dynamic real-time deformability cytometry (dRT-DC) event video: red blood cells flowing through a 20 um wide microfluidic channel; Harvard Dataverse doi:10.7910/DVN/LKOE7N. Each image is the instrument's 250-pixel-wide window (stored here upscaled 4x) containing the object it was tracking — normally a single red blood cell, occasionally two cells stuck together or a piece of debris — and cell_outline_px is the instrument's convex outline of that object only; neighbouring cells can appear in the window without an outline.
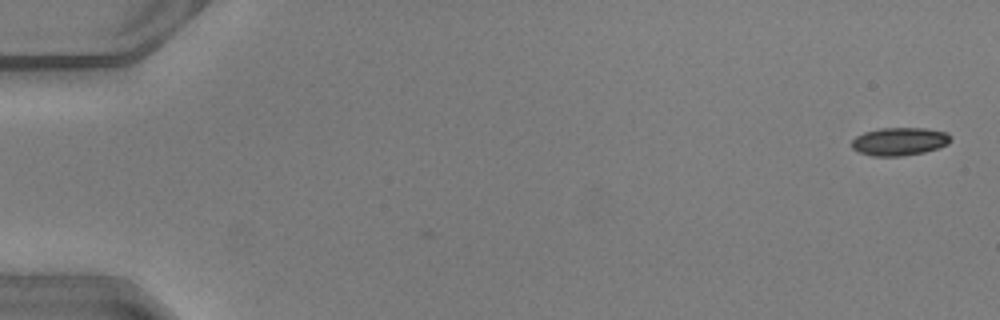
{"species": "common noctule bat (a hibernating species)", "species_latin": "Nyctalus noctula", "temperature_condition": "warm", "stored_images_in_passage": 51, "camera_frame_rate_fps": 3000, "um_per_image_px": 0.085, "animal": {"sex": "male", "body_mass_g": 20.5, "forearm_length_mm": 52.5}, "frame": {"image": 1, "passage_image": 2, "time_ms": 0.333, "image_size_px": [1000, 320], "cell_outline_px": [[952, 140], [948, 144], [924, 152], [900, 156], [872, 156], [860, 152], [852, 148], [852, 140], [856, 136], [864, 132], [880, 128], [924, 128], [948, 132]], "centroid_in_image_um": [76.46, 12.01], "position_along_channel_um": 8.5, "area_um2": 16.13}}
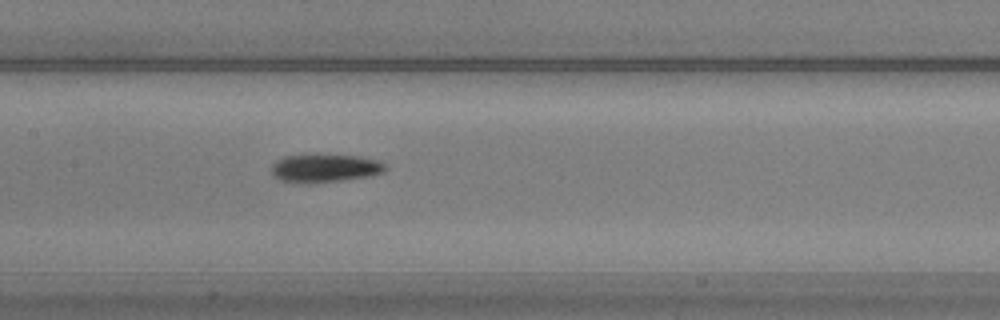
{"frame": {"image": 2, "passage_image": 26, "time_ms": 8.333, "image_size_px": [1000, 320], "cell_outline_px": [[388, 168], [384, 172], [368, 176], [344, 180], [308, 184], [304, 184], [280, 180], [272, 176], [272, 164], [276, 160], [284, 156], [304, 152], [316, 152], [360, 156], [376, 160], [384, 164]], "centroid_in_image_um": [27.55, 14.25], "position_along_channel_um": 179.8, "area_um2": 19.77}}
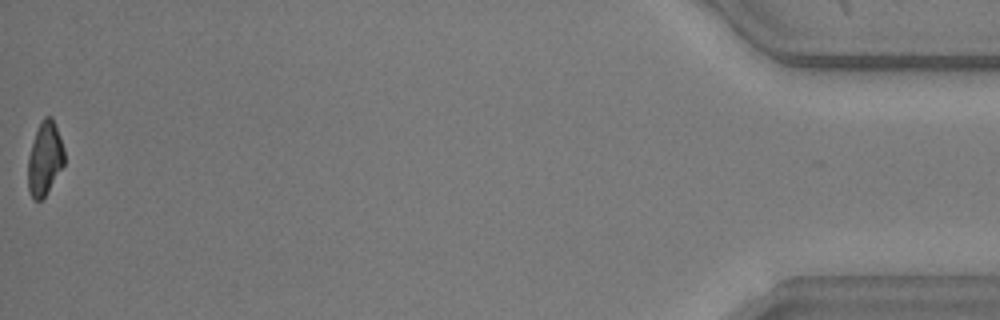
{"frame": {"image": 3, "passage_image": 51, "time_ms": 16.667, "image_size_px": [1000, 320], "cell_outline_px": [[64, 164], [44, 196], [40, 200], [32, 200], [28, 192], [28, 156], [36, 132], [44, 116], [52, 116], [64, 148]], "centroid_in_image_um": [3.79, 13.49], "position_along_channel_um": 431.4, "area_um2": 15.32}, "authors_computed_cell_mechanics": {"area_um2": 17.3978, "velocity_mm_per_s": 4.1181, "shape_relaxation_time_tau1_ms": 3.6157, "shape_relaxation_time_tau2_ms": 5.3348, "deformation_change_tau1": 0.1706, "deformation_change_tau2": 0.1301}}